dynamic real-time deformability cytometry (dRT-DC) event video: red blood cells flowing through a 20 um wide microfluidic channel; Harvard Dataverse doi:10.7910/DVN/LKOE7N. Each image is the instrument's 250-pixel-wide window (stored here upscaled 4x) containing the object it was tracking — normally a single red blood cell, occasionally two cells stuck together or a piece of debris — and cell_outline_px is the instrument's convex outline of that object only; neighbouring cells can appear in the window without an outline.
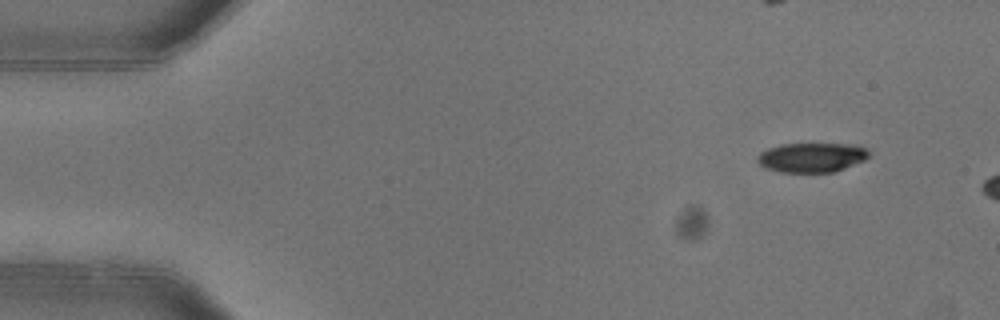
{"species": "common noctule bat (a hibernating species)", "species_latin": "Nyctalus noctula", "temperature_condition": "warm", "stored_images_in_passage": 3, "camera_frame_rate_fps": 3000, "um_per_image_px": 0.085, "animal": {"sex": "female"}, "frame": {"image": 1, "passage_image": 1, "time_ms": 0.0, "image_size_px": [1000, 320], "cell_outline_px": [[868, 156], [864, 160], [836, 172], [780, 172], [764, 168], [756, 160], [756, 156], [760, 152], [768, 148], [780, 144], [848, 144], [864, 148], [868, 152]], "centroid_in_image_um": [68.93, 13.39], "position_along_channel_um": 16.1, "area_um2": 19.13}}